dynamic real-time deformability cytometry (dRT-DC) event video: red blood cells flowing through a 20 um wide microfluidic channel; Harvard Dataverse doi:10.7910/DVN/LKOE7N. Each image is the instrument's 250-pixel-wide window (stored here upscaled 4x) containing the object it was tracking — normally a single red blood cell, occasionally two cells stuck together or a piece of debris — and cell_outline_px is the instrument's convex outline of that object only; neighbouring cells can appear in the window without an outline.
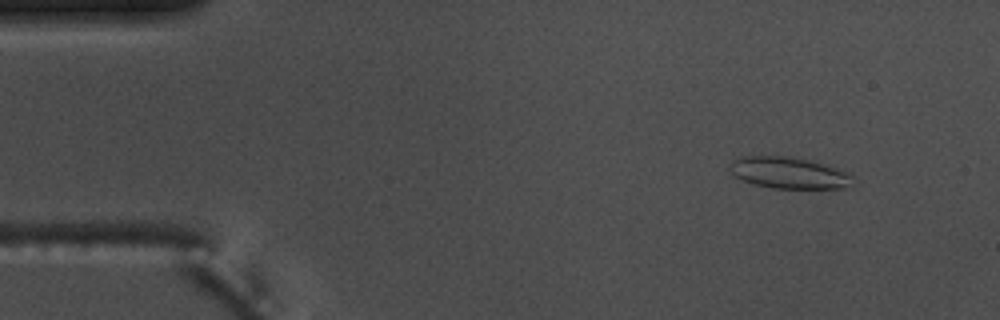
{"species": "common noctule bat (a hibernating species)", "species_latin": "Nyctalus noctula", "temperature_condition": "warm", "stored_images_in_passage": 5, "camera_frame_rate_fps": 3000, "um_per_image_px": 0.085, "animal": {"sex": "male", "body_mass_g": 17.5, "forearm_length_mm": 52.3}, "frame": {"image": 1, "passage_image": 2, "time_ms": 0.333, "image_size_px": [1000, 320], "cell_outline_px": [[852, 176], [844, 188], [776, 188], [756, 184], [744, 180], [736, 176], [728, 168], [728, 164], [736, 156], [792, 156], [808, 160], [852, 172]], "centroid_in_image_um": [67.0, 14.66], "position_along_channel_um": 18.0, "area_um2": 22.37}}